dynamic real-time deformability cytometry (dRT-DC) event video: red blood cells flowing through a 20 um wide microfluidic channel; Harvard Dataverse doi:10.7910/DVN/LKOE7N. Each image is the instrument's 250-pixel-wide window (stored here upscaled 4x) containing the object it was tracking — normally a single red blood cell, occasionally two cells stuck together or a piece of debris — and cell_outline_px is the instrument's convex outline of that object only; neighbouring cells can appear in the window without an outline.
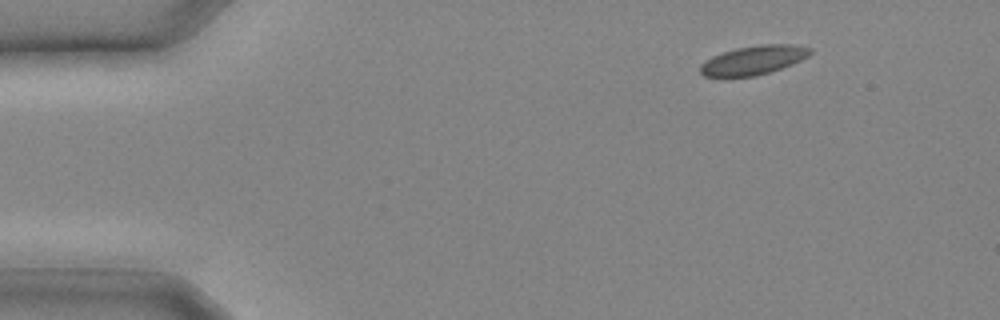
{"species": "common noctule bat (a hibernating species)", "species_latin": "Nyctalus noctula", "temperature_condition": "cold", "stored_images_in_passage": 11, "camera_frame_rate_fps": 3000, "um_per_image_px": 0.085, "animal": {"sex": "male", "body_mass_g": 20.4}, "frame": {"image": 1, "passage_image": 1, "time_ms": 0.0, "image_size_px": [1000, 320], "cell_outline_px": [[812, 52], [808, 56], [792, 64], [756, 76], [704, 76], [700, 72], [700, 64], [712, 56], [736, 48], [760, 44], [792, 44], [812, 48]], "centroid_in_image_um": [64.06, 5.1], "position_along_channel_um": 20.9, "area_um2": 18.38}}
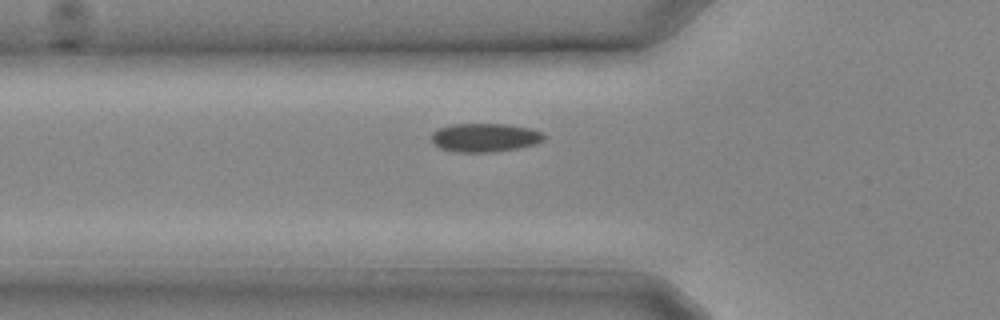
{"frame": {"image": 2, "passage_image": 7, "time_ms": 2.0, "image_size_px": [1000, 320], "cell_outline_px": [[544, 140], [536, 144], [520, 148], [492, 152], [456, 152], [440, 148], [432, 144], [432, 132], [440, 128], [452, 124], [508, 124], [532, 128], [544, 132]], "centroid_in_image_um": [41.24, 11.69], "position_along_channel_um": 84.6, "area_um2": 19.02}}
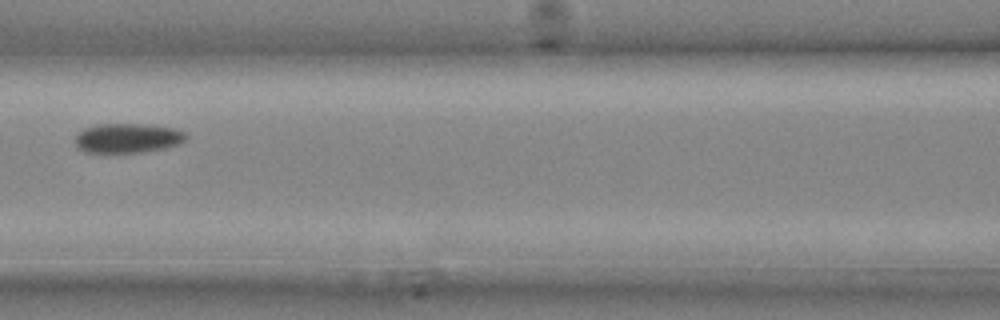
{"frame": {"image": 3, "passage_image": 10, "time_ms": 3.0, "image_size_px": [1000, 320], "cell_outline_px": [[188, 136], [184, 140], [176, 144], [164, 148], [140, 152], [84, 152], [76, 144], [76, 136], [84, 128], [100, 124], [140, 124], [176, 128], [184, 132]], "centroid_in_image_um": [10.85, 11.73], "position_along_channel_um": 155.7, "area_um2": 18.73}}